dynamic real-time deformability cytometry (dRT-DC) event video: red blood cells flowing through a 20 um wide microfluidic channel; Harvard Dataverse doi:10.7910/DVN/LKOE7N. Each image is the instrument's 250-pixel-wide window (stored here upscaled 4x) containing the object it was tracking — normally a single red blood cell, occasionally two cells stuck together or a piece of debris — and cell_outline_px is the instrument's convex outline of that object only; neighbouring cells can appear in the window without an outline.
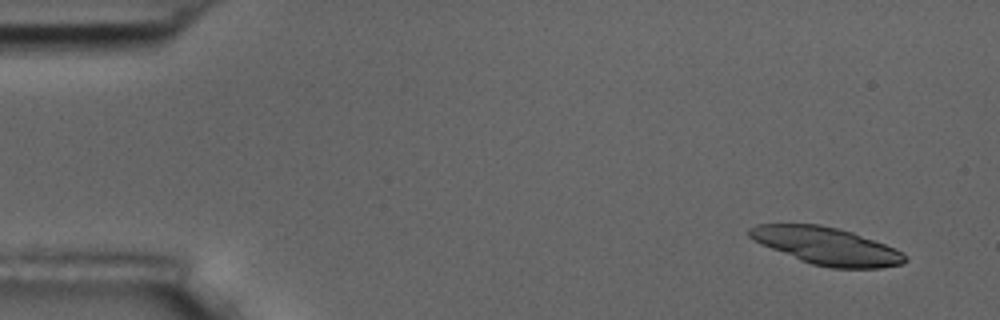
{"species": "common noctule bat (a hibernating species)", "species_latin": "Nyctalus noctula", "temperature_condition": "room temperature", "stored_images_in_passage": 5, "camera_frame_rate_fps": 3000, "um_per_image_px": 0.085, "animal": {"sex": "male", "body_mass_g": 17.5, "forearm_length_mm": 52.3}, "frame": {"image": 1, "passage_image": 1, "time_ms": 0.0, "image_size_px": [1000, 320], "cell_outline_px": [[908, 260], [904, 264], [880, 268], [832, 268], [812, 264], [800, 260], [760, 244], [752, 240], [748, 236], [748, 228], [756, 224], [820, 224], [852, 232], [884, 244], [904, 252]], "centroid_in_image_um": [70.25, 20.91], "position_along_channel_um": 14.8, "area_um2": 33.87}}
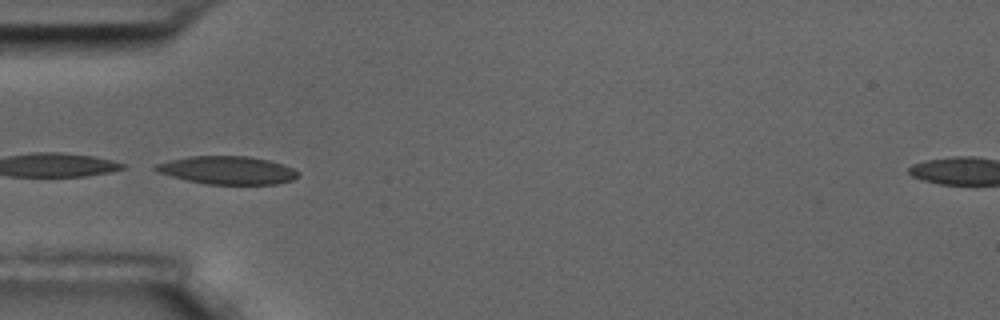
{"frame": {"image": 2, "passage_image": 5, "time_ms": 4.667, "image_size_px": [1000, 320], "cell_outline_px": [[300, 172], [292, 180], [276, 184], [204, 184], [156, 172], [152, 168], [156, 164], [168, 160], [188, 156], [248, 156], [268, 160], [284, 164]], "centroid_in_image_um": [19.3, 14.46], "position_along_channel_um": 65.7, "area_um2": 23.29}}